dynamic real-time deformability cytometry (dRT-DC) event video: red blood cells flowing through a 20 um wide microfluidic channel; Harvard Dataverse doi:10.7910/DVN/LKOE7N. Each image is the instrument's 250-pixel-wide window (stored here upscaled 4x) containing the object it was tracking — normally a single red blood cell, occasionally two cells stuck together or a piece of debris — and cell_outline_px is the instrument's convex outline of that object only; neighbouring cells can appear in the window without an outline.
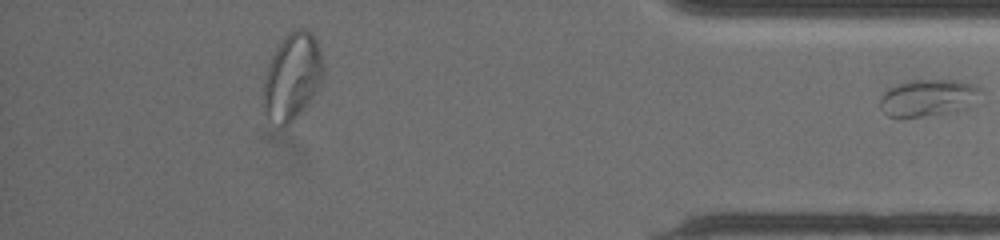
{"species": "common noctule bat (a hibernating species)", "species_latin": "Nyctalus noctula", "temperature_condition": "warm", "stored_images_in_passage": 30, "segment_of_instrument_passage": [2, 2], "camera_frame_rate_fps": 3000, "um_per_image_px": 0.085, "animal": {"sex": "female", "body_mass_g": 19.5, "forearm_length_mm": 54.1}, "frame": {"image": 1, "passage_image": 30, "time_ms": 13.667, "image_size_px": [1000, 240], "cell_outline_px": [[980, 104], [968, 108], [948, 112], [920, 116], [888, 116], [880, 108], [880, 100], [884, 92], [888, 88], [896, 84], [908, 80], [960, 80], [972, 84], [980, 88]], "centroid_in_image_um": [78.95, 8.29], "position_along_channel_um": 356.2, "area_um2": 21.85}}